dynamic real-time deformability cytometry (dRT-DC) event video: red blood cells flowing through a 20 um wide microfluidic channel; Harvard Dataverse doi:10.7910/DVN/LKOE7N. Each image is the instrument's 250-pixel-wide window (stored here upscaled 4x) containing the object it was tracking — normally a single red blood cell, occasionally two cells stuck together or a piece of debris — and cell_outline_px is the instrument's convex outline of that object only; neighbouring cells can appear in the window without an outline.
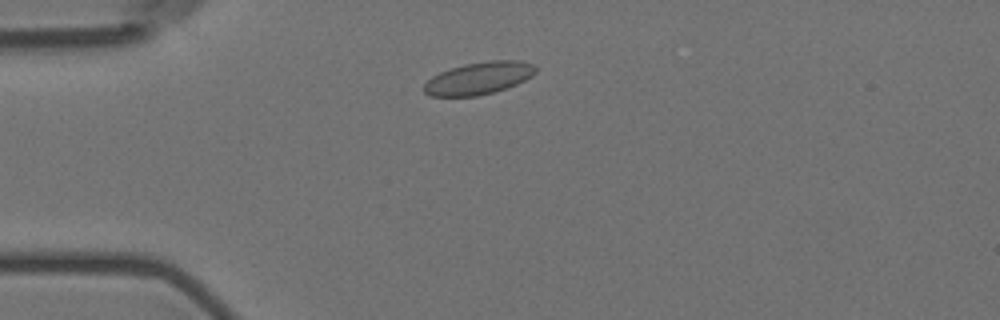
{"species": "Egyptian fruit bat (a non-hibernating species)", "species_latin": "Rousettus aegyptiacus", "temperature_condition": "room temperature", "stored_images_in_passage": 50, "camera_frame_rate_fps": 3000, "um_per_image_px": 0.085, "animal": {"sex": "female"}, "frame": {"image": 1, "passage_image": 7, "time_ms": 2.0, "image_size_px": [1000, 320], "cell_outline_px": [[536, 72], [532, 76], [516, 84], [492, 92], [476, 96], [428, 96], [424, 92], [424, 84], [432, 76], [440, 72], [464, 64], [488, 60], [520, 60], [532, 64], [536, 68]], "centroid_in_image_um": [40.68, 6.64], "position_along_channel_um": 44.3, "area_um2": 20.92}}
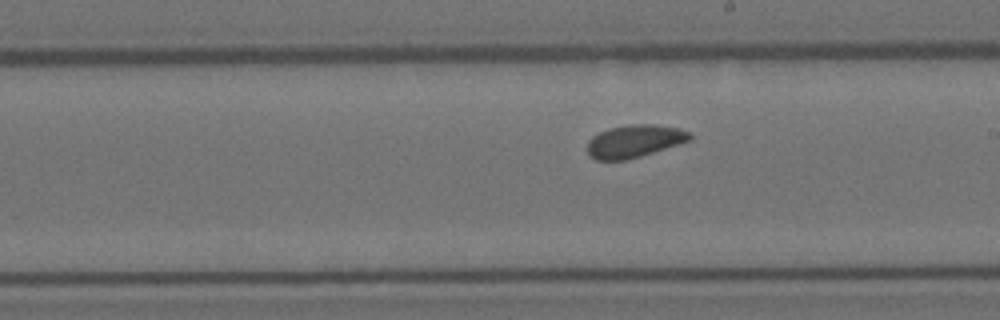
{"frame": {"image": 2, "passage_image": 25, "time_ms": 8.0, "image_size_px": [1000, 320], "cell_outline_px": [[692, 140], [640, 156], [624, 160], [596, 160], [588, 156], [588, 140], [592, 136], [600, 132], [612, 128], [632, 124], [652, 124], [680, 128], [692, 132]], "centroid_in_image_um": [53.95, 12.0], "position_along_channel_um": 235.0, "area_um2": 19.48}}
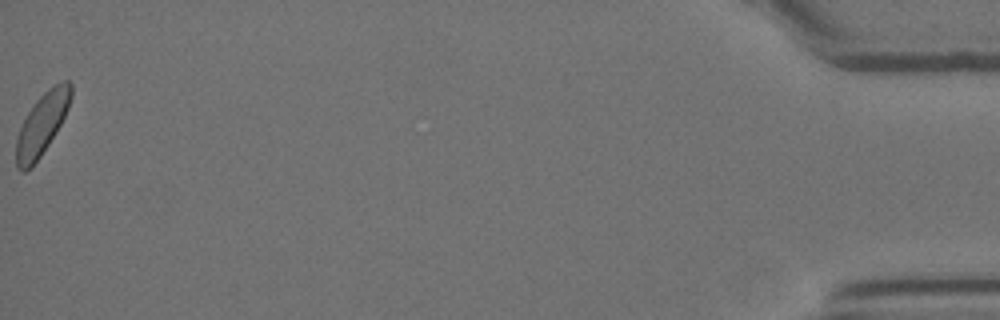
{"frame": {"image": 3, "passage_image": 50, "time_ms": 16.333, "image_size_px": [1000, 320], "cell_outline_px": [[72, 96], [68, 108], [56, 132], [40, 156], [24, 172], [20, 172], [16, 168], [16, 140], [20, 128], [28, 112], [36, 100], [48, 88], [60, 80], [68, 80], [72, 84]], "centroid_in_image_um": [3.58, 10.5], "position_along_channel_um": 431.6, "area_um2": 19.48}}